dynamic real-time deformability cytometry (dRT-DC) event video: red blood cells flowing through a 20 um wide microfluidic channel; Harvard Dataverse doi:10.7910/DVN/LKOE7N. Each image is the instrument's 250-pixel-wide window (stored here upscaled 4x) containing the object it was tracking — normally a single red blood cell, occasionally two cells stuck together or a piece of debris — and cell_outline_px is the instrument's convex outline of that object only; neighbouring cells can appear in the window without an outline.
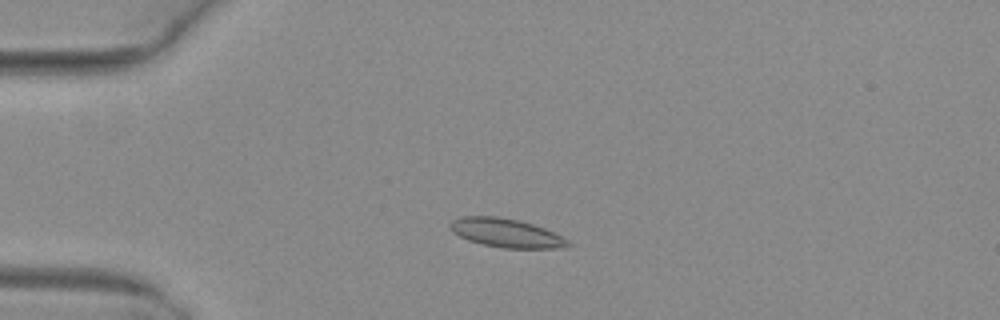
{"species": "common noctule bat (a hibernating species)", "species_latin": "Nyctalus noctula", "temperature_condition": "warm", "stored_images_in_passage": 4, "camera_frame_rate_fps": 3000, "um_per_image_px": 0.085, "animal": {"sex": "female", "body_mass_g": 29.2, "forearm_length_mm": 56.3}, "frame": {"image": 1, "passage_image": 3, "time_ms": 0.667, "image_size_px": [1000, 320], "cell_outline_px": [[572, 244], [564, 248], [500, 248], [468, 240], [452, 232], [448, 228], [448, 224], [452, 220], [460, 216], [496, 216], [520, 220], [544, 228], [568, 240]], "centroid_in_image_um": [42.98, 19.79], "position_along_channel_um": 42.0, "area_um2": 19.83}}